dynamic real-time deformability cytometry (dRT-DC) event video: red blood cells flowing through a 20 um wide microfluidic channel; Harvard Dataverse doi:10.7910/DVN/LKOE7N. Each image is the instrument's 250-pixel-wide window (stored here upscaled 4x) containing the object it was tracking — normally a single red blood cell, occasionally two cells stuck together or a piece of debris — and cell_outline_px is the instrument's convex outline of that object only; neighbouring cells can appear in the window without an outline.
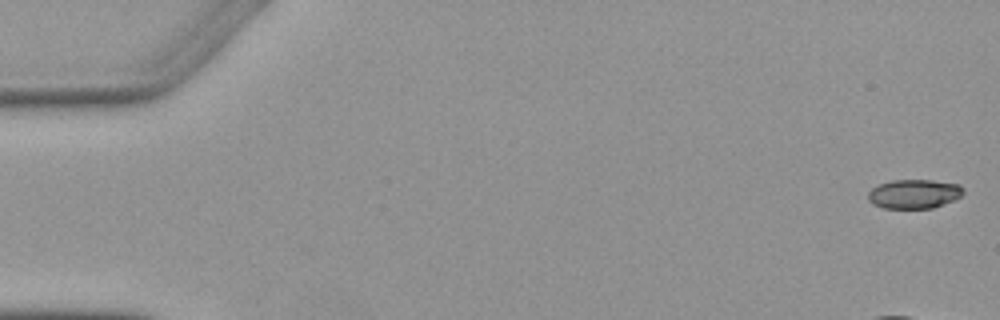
{"species": "Egyptian fruit bat (a non-hibernating species)", "species_latin": "Rousettus aegyptiacus", "temperature_condition": "warm", "stored_images_in_passage": 7, "camera_frame_rate_fps": 3000, "um_per_image_px": 0.085, "animal": {"sex": "female"}, "frame": {"image": 1, "passage_image": 1, "time_ms": 0.0, "image_size_px": [1000, 320], "cell_outline_px": [[964, 192], [960, 196], [952, 200], [932, 208], [884, 208], [872, 204], [868, 200], [868, 192], [872, 188], [880, 184], [892, 180], [932, 180], [960, 184], [964, 188]], "centroid_in_image_um": [77.69, 16.47], "position_along_channel_um": 7.3, "area_um2": 16.13}}